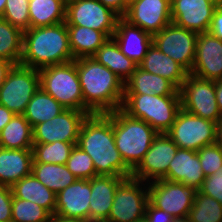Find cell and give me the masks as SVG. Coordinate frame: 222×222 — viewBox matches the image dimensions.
<instances>
[{
    "instance_id": "6da1fadb",
    "label": "cell",
    "mask_w": 222,
    "mask_h": 222,
    "mask_svg": "<svg viewBox=\"0 0 222 222\" xmlns=\"http://www.w3.org/2000/svg\"><path fill=\"white\" fill-rule=\"evenodd\" d=\"M77 146L93 160L96 175L125 178L132 175L116 147L113 112L88 115L81 125Z\"/></svg>"
},
{
    "instance_id": "7a4b0ae2",
    "label": "cell",
    "mask_w": 222,
    "mask_h": 222,
    "mask_svg": "<svg viewBox=\"0 0 222 222\" xmlns=\"http://www.w3.org/2000/svg\"><path fill=\"white\" fill-rule=\"evenodd\" d=\"M76 69L82 89L84 112L107 114L121 109L124 83L110 69L92 57L76 59Z\"/></svg>"
},
{
    "instance_id": "3957f363",
    "label": "cell",
    "mask_w": 222,
    "mask_h": 222,
    "mask_svg": "<svg viewBox=\"0 0 222 222\" xmlns=\"http://www.w3.org/2000/svg\"><path fill=\"white\" fill-rule=\"evenodd\" d=\"M66 22L23 31L20 65L41 69L73 61Z\"/></svg>"
},
{
    "instance_id": "277c9868",
    "label": "cell",
    "mask_w": 222,
    "mask_h": 222,
    "mask_svg": "<svg viewBox=\"0 0 222 222\" xmlns=\"http://www.w3.org/2000/svg\"><path fill=\"white\" fill-rule=\"evenodd\" d=\"M113 132L117 150L132 171L143 160L158 134L145 121L132 118L121 109L113 111Z\"/></svg>"
},
{
    "instance_id": "5b68a950",
    "label": "cell",
    "mask_w": 222,
    "mask_h": 222,
    "mask_svg": "<svg viewBox=\"0 0 222 222\" xmlns=\"http://www.w3.org/2000/svg\"><path fill=\"white\" fill-rule=\"evenodd\" d=\"M181 96L124 94L121 110L149 124L158 133H167L181 109Z\"/></svg>"
},
{
    "instance_id": "8992f818",
    "label": "cell",
    "mask_w": 222,
    "mask_h": 222,
    "mask_svg": "<svg viewBox=\"0 0 222 222\" xmlns=\"http://www.w3.org/2000/svg\"><path fill=\"white\" fill-rule=\"evenodd\" d=\"M40 88L50 94L65 109L84 111L82 89L76 59L39 69Z\"/></svg>"
},
{
    "instance_id": "52a82bcc",
    "label": "cell",
    "mask_w": 222,
    "mask_h": 222,
    "mask_svg": "<svg viewBox=\"0 0 222 222\" xmlns=\"http://www.w3.org/2000/svg\"><path fill=\"white\" fill-rule=\"evenodd\" d=\"M148 203V183L132 176L124 178L117 186L108 220L139 221L144 218Z\"/></svg>"
},
{
    "instance_id": "ba28073f",
    "label": "cell",
    "mask_w": 222,
    "mask_h": 222,
    "mask_svg": "<svg viewBox=\"0 0 222 222\" xmlns=\"http://www.w3.org/2000/svg\"><path fill=\"white\" fill-rule=\"evenodd\" d=\"M39 89L38 69L20 64L14 65L0 88V105L14 114H23L29 101Z\"/></svg>"
},
{
    "instance_id": "9c48e42d",
    "label": "cell",
    "mask_w": 222,
    "mask_h": 222,
    "mask_svg": "<svg viewBox=\"0 0 222 222\" xmlns=\"http://www.w3.org/2000/svg\"><path fill=\"white\" fill-rule=\"evenodd\" d=\"M217 123L191 114L181 108L167 134L179 147L198 151L216 142Z\"/></svg>"
},
{
    "instance_id": "30bf717a",
    "label": "cell",
    "mask_w": 222,
    "mask_h": 222,
    "mask_svg": "<svg viewBox=\"0 0 222 222\" xmlns=\"http://www.w3.org/2000/svg\"><path fill=\"white\" fill-rule=\"evenodd\" d=\"M179 91L181 107L185 111L216 123L222 118L214 80L202 79L188 73Z\"/></svg>"
},
{
    "instance_id": "8fae6325",
    "label": "cell",
    "mask_w": 222,
    "mask_h": 222,
    "mask_svg": "<svg viewBox=\"0 0 222 222\" xmlns=\"http://www.w3.org/2000/svg\"><path fill=\"white\" fill-rule=\"evenodd\" d=\"M120 16L98 0H67L66 24L88 27L112 38Z\"/></svg>"
},
{
    "instance_id": "7c38bea8",
    "label": "cell",
    "mask_w": 222,
    "mask_h": 222,
    "mask_svg": "<svg viewBox=\"0 0 222 222\" xmlns=\"http://www.w3.org/2000/svg\"><path fill=\"white\" fill-rule=\"evenodd\" d=\"M149 201L174 218L185 219L193 206L197 191L180 182L165 179L148 183Z\"/></svg>"
},
{
    "instance_id": "4fadbf2b",
    "label": "cell",
    "mask_w": 222,
    "mask_h": 222,
    "mask_svg": "<svg viewBox=\"0 0 222 222\" xmlns=\"http://www.w3.org/2000/svg\"><path fill=\"white\" fill-rule=\"evenodd\" d=\"M197 36L198 33L171 22L153 35V44L190 73L195 60Z\"/></svg>"
},
{
    "instance_id": "5bb4252c",
    "label": "cell",
    "mask_w": 222,
    "mask_h": 222,
    "mask_svg": "<svg viewBox=\"0 0 222 222\" xmlns=\"http://www.w3.org/2000/svg\"><path fill=\"white\" fill-rule=\"evenodd\" d=\"M89 114L84 111L66 109L58 116L32 128L33 143H53L56 141L77 145L83 121Z\"/></svg>"
},
{
    "instance_id": "9a60e30c",
    "label": "cell",
    "mask_w": 222,
    "mask_h": 222,
    "mask_svg": "<svg viewBox=\"0 0 222 222\" xmlns=\"http://www.w3.org/2000/svg\"><path fill=\"white\" fill-rule=\"evenodd\" d=\"M178 148L167 133H158L131 176L147 183L163 179Z\"/></svg>"
},
{
    "instance_id": "2e32d148",
    "label": "cell",
    "mask_w": 222,
    "mask_h": 222,
    "mask_svg": "<svg viewBox=\"0 0 222 222\" xmlns=\"http://www.w3.org/2000/svg\"><path fill=\"white\" fill-rule=\"evenodd\" d=\"M152 36L171 23V0H135L123 16Z\"/></svg>"
},
{
    "instance_id": "e0dca14e",
    "label": "cell",
    "mask_w": 222,
    "mask_h": 222,
    "mask_svg": "<svg viewBox=\"0 0 222 222\" xmlns=\"http://www.w3.org/2000/svg\"><path fill=\"white\" fill-rule=\"evenodd\" d=\"M217 7L210 0H171V21L198 34L204 33Z\"/></svg>"
},
{
    "instance_id": "ac0fdd59",
    "label": "cell",
    "mask_w": 222,
    "mask_h": 222,
    "mask_svg": "<svg viewBox=\"0 0 222 222\" xmlns=\"http://www.w3.org/2000/svg\"><path fill=\"white\" fill-rule=\"evenodd\" d=\"M192 75L202 79H222V41L208 32L199 33L196 40Z\"/></svg>"
},
{
    "instance_id": "d6986e66",
    "label": "cell",
    "mask_w": 222,
    "mask_h": 222,
    "mask_svg": "<svg viewBox=\"0 0 222 222\" xmlns=\"http://www.w3.org/2000/svg\"><path fill=\"white\" fill-rule=\"evenodd\" d=\"M91 179H79L56 194L55 214L65 218L89 219Z\"/></svg>"
},
{
    "instance_id": "ffe728a7",
    "label": "cell",
    "mask_w": 222,
    "mask_h": 222,
    "mask_svg": "<svg viewBox=\"0 0 222 222\" xmlns=\"http://www.w3.org/2000/svg\"><path fill=\"white\" fill-rule=\"evenodd\" d=\"M112 38L116 41L121 52L138 65L143 61L153 43V36L150 33L130 24L123 17L118 19Z\"/></svg>"
},
{
    "instance_id": "44dd1931",
    "label": "cell",
    "mask_w": 222,
    "mask_h": 222,
    "mask_svg": "<svg viewBox=\"0 0 222 222\" xmlns=\"http://www.w3.org/2000/svg\"><path fill=\"white\" fill-rule=\"evenodd\" d=\"M163 179L180 182L199 191L205 174L201 168L197 151L178 148L177 153L169 163L168 173Z\"/></svg>"
},
{
    "instance_id": "7402d4cb",
    "label": "cell",
    "mask_w": 222,
    "mask_h": 222,
    "mask_svg": "<svg viewBox=\"0 0 222 222\" xmlns=\"http://www.w3.org/2000/svg\"><path fill=\"white\" fill-rule=\"evenodd\" d=\"M32 163V149L0 147V186L12 187L23 177L31 175Z\"/></svg>"
},
{
    "instance_id": "603a6c76",
    "label": "cell",
    "mask_w": 222,
    "mask_h": 222,
    "mask_svg": "<svg viewBox=\"0 0 222 222\" xmlns=\"http://www.w3.org/2000/svg\"><path fill=\"white\" fill-rule=\"evenodd\" d=\"M124 178L104 175L91 178L90 219H108L117 186Z\"/></svg>"
},
{
    "instance_id": "cb8c5ba5",
    "label": "cell",
    "mask_w": 222,
    "mask_h": 222,
    "mask_svg": "<svg viewBox=\"0 0 222 222\" xmlns=\"http://www.w3.org/2000/svg\"><path fill=\"white\" fill-rule=\"evenodd\" d=\"M138 66L146 72L164 77L178 90L188 74L179 63L161 52L153 43Z\"/></svg>"
},
{
    "instance_id": "d4e9b609",
    "label": "cell",
    "mask_w": 222,
    "mask_h": 222,
    "mask_svg": "<svg viewBox=\"0 0 222 222\" xmlns=\"http://www.w3.org/2000/svg\"><path fill=\"white\" fill-rule=\"evenodd\" d=\"M124 94L181 96L180 91L169 80L146 72L139 66L124 83Z\"/></svg>"
},
{
    "instance_id": "484cf974",
    "label": "cell",
    "mask_w": 222,
    "mask_h": 222,
    "mask_svg": "<svg viewBox=\"0 0 222 222\" xmlns=\"http://www.w3.org/2000/svg\"><path fill=\"white\" fill-rule=\"evenodd\" d=\"M97 62L110 69L125 83L138 67V64L125 56L116 41L108 38L107 41L92 56Z\"/></svg>"
},
{
    "instance_id": "4316f807",
    "label": "cell",
    "mask_w": 222,
    "mask_h": 222,
    "mask_svg": "<svg viewBox=\"0 0 222 222\" xmlns=\"http://www.w3.org/2000/svg\"><path fill=\"white\" fill-rule=\"evenodd\" d=\"M13 198L32 201L45 208L51 215L55 214L56 194L43 185L32 174L23 177L12 187Z\"/></svg>"
},
{
    "instance_id": "83f0119b",
    "label": "cell",
    "mask_w": 222,
    "mask_h": 222,
    "mask_svg": "<svg viewBox=\"0 0 222 222\" xmlns=\"http://www.w3.org/2000/svg\"><path fill=\"white\" fill-rule=\"evenodd\" d=\"M69 46L73 59L92 57L107 41L108 37L101 31L77 25H67Z\"/></svg>"
},
{
    "instance_id": "f1b7e54d",
    "label": "cell",
    "mask_w": 222,
    "mask_h": 222,
    "mask_svg": "<svg viewBox=\"0 0 222 222\" xmlns=\"http://www.w3.org/2000/svg\"><path fill=\"white\" fill-rule=\"evenodd\" d=\"M67 0H29L30 28L65 22Z\"/></svg>"
},
{
    "instance_id": "f546056e",
    "label": "cell",
    "mask_w": 222,
    "mask_h": 222,
    "mask_svg": "<svg viewBox=\"0 0 222 222\" xmlns=\"http://www.w3.org/2000/svg\"><path fill=\"white\" fill-rule=\"evenodd\" d=\"M0 147L33 149L32 127L23 114H15L0 132Z\"/></svg>"
},
{
    "instance_id": "4dcf8cb0",
    "label": "cell",
    "mask_w": 222,
    "mask_h": 222,
    "mask_svg": "<svg viewBox=\"0 0 222 222\" xmlns=\"http://www.w3.org/2000/svg\"><path fill=\"white\" fill-rule=\"evenodd\" d=\"M31 174L55 194L77 180L66 164L33 162Z\"/></svg>"
},
{
    "instance_id": "1f68e13d",
    "label": "cell",
    "mask_w": 222,
    "mask_h": 222,
    "mask_svg": "<svg viewBox=\"0 0 222 222\" xmlns=\"http://www.w3.org/2000/svg\"><path fill=\"white\" fill-rule=\"evenodd\" d=\"M64 110L66 109L58 101L40 88L29 101L23 116L33 128L58 116Z\"/></svg>"
},
{
    "instance_id": "d6a6232c",
    "label": "cell",
    "mask_w": 222,
    "mask_h": 222,
    "mask_svg": "<svg viewBox=\"0 0 222 222\" xmlns=\"http://www.w3.org/2000/svg\"><path fill=\"white\" fill-rule=\"evenodd\" d=\"M23 54V31L0 17V59L19 65Z\"/></svg>"
},
{
    "instance_id": "836d02e7",
    "label": "cell",
    "mask_w": 222,
    "mask_h": 222,
    "mask_svg": "<svg viewBox=\"0 0 222 222\" xmlns=\"http://www.w3.org/2000/svg\"><path fill=\"white\" fill-rule=\"evenodd\" d=\"M187 218L191 222H222V204L197 191Z\"/></svg>"
},
{
    "instance_id": "e575fe53",
    "label": "cell",
    "mask_w": 222,
    "mask_h": 222,
    "mask_svg": "<svg viewBox=\"0 0 222 222\" xmlns=\"http://www.w3.org/2000/svg\"><path fill=\"white\" fill-rule=\"evenodd\" d=\"M75 145L56 141L53 143H33V162L66 164Z\"/></svg>"
},
{
    "instance_id": "d590c367",
    "label": "cell",
    "mask_w": 222,
    "mask_h": 222,
    "mask_svg": "<svg viewBox=\"0 0 222 222\" xmlns=\"http://www.w3.org/2000/svg\"><path fill=\"white\" fill-rule=\"evenodd\" d=\"M51 214L32 201L13 198L11 222H48Z\"/></svg>"
},
{
    "instance_id": "8d00e7d4",
    "label": "cell",
    "mask_w": 222,
    "mask_h": 222,
    "mask_svg": "<svg viewBox=\"0 0 222 222\" xmlns=\"http://www.w3.org/2000/svg\"><path fill=\"white\" fill-rule=\"evenodd\" d=\"M66 166L68 170L79 179L89 180L97 176L93 160L77 145L71 150Z\"/></svg>"
},
{
    "instance_id": "74e56055",
    "label": "cell",
    "mask_w": 222,
    "mask_h": 222,
    "mask_svg": "<svg viewBox=\"0 0 222 222\" xmlns=\"http://www.w3.org/2000/svg\"><path fill=\"white\" fill-rule=\"evenodd\" d=\"M3 19L22 31L30 28L29 0H7Z\"/></svg>"
},
{
    "instance_id": "f35d334b",
    "label": "cell",
    "mask_w": 222,
    "mask_h": 222,
    "mask_svg": "<svg viewBox=\"0 0 222 222\" xmlns=\"http://www.w3.org/2000/svg\"><path fill=\"white\" fill-rule=\"evenodd\" d=\"M197 153L205 177L214 174L222 167V149L216 142L202 147Z\"/></svg>"
},
{
    "instance_id": "ab89813d",
    "label": "cell",
    "mask_w": 222,
    "mask_h": 222,
    "mask_svg": "<svg viewBox=\"0 0 222 222\" xmlns=\"http://www.w3.org/2000/svg\"><path fill=\"white\" fill-rule=\"evenodd\" d=\"M202 194L210 196L222 204V167L214 174L205 177L201 189Z\"/></svg>"
},
{
    "instance_id": "60d3db41",
    "label": "cell",
    "mask_w": 222,
    "mask_h": 222,
    "mask_svg": "<svg viewBox=\"0 0 222 222\" xmlns=\"http://www.w3.org/2000/svg\"><path fill=\"white\" fill-rule=\"evenodd\" d=\"M13 193L11 187L0 186V222H11Z\"/></svg>"
},
{
    "instance_id": "b9f144b4",
    "label": "cell",
    "mask_w": 222,
    "mask_h": 222,
    "mask_svg": "<svg viewBox=\"0 0 222 222\" xmlns=\"http://www.w3.org/2000/svg\"><path fill=\"white\" fill-rule=\"evenodd\" d=\"M144 219L147 222H171L174 219L169 213L155 207L150 201L146 207Z\"/></svg>"
},
{
    "instance_id": "7bdbcfd3",
    "label": "cell",
    "mask_w": 222,
    "mask_h": 222,
    "mask_svg": "<svg viewBox=\"0 0 222 222\" xmlns=\"http://www.w3.org/2000/svg\"><path fill=\"white\" fill-rule=\"evenodd\" d=\"M207 32L222 41V5L215 9Z\"/></svg>"
},
{
    "instance_id": "ee69618b",
    "label": "cell",
    "mask_w": 222,
    "mask_h": 222,
    "mask_svg": "<svg viewBox=\"0 0 222 222\" xmlns=\"http://www.w3.org/2000/svg\"><path fill=\"white\" fill-rule=\"evenodd\" d=\"M104 6L110 8L120 17H123L128 9V3L125 0H98Z\"/></svg>"
},
{
    "instance_id": "f6af8a7d",
    "label": "cell",
    "mask_w": 222,
    "mask_h": 222,
    "mask_svg": "<svg viewBox=\"0 0 222 222\" xmlns=\"http://www.w3.org/2000/svg\"><path fill=\"white\" fill-rule=\"evenodd\" d=\"M15 114L3 105H0V132L11 121Z\"/></svg>"
},
{
    "instance_id": "bcb514c9",
    "label": "cell",
    "mask_w": 222,
    "mask_h": 222,
    "mask_svg": "<svg viewBox=\"0 0 222 222\" xmlns=\"http://www.w3.org/2000/svg\"><path fill=\"white\" fill-rule=\"evenodd\" d=\"M13 66L14 64L12 62L0 59V88L4 84L7 74Z\"/></svg>"
},
{
    "instance_id": "7dc6e473",
    "label": "cell",
    "mask_w": 222,
    "mask_h": 222,
    "mask_svg": "<svg viewBox=\"0 0 222 222\" xmlns=\"http://www.w3.org/2000/svg\"><path fill=\"white\" fill-rule=\"evenodd\" d=\"M215 95L217 98V104L222 114V79L214 80Z\"/></svg>"
},
{
    "instance_id": "c3c4849f",
    "label": "cell",
    "mask_w": 222,
    "mask_h": 222,
    "mask_svg": "<svg viewBox=\"0 0 222 222\" xmlns=\"http://www.w3.org/2000/svg\"><path fill=\"white\" fill-rule=\"evenodd\" d=\"M52 222H86L85 219L81 218H65L59 215H52L51 216Z\"/></svg>"
},
{
    "instance_id": "681fc988",
    "label": "cell",
    "mask_w": 222,
    "mask_h": 222,
    "mask_svg": "<svg viewBox=\"0 0 222 222\" xmlns=\"http://www.w3.org/2000/svg\"><path fill=\"white\" fill-rule=\"evenodd\" d=\"M216 144L222 149V118L217 122L216 126Z\"/></svg>"
},
{
    "instance_id": "f907efd6",
    "label": "cell",
    "mask_w": 222,
    "mask_h": 222,
    "mask_svg": "<svg viewBox=\"0 0 222 222\" xmlns=\"http://www.w3.org/2000/svg\"><path fill=\"white\" fill-rule=\"evenodd\" d=\"M6 2H7V0H0V17H2V15L4 13Z\"/></svg>"
},
{
    "instance_id": "816d5d0a",
    "label": "cell",
    "mask_w": 222,
    "mask_h": 222,
    "mask_svg": "<svg viewBox=\"0 0 222 222\" xmlns=\"http://www.w3.org/2000/svg\"><path fill=\"white\" fill-rule=\"evenodd\" d=\"M86 222H111L110 220H108V219H88V220H86Z\"/></svg>"
},
{
    "instance_id": "f5cc1de1",
    "label": "cell",
    "mask_w": 222,
    "mask_h": 222,
    "mask_svg": "<svg viewBox=\"0 0 222 222\" xmlns=\"http://www.w3.org/2000/svg\"><path fill=\"white\" fill-rule=\"evenodd\" d=\"M211 2L215 3L218 6L222 5V0H210Z\"/></svg>"
},
{
    "instance_id": "db71d44e",
    "label": "cell",
    "mask_w": 222,
    "mask_h": 222,
    "mask_svg": "<svg viewBox=\"0 0 222 222\" xmlns=\"http://www.w3.org/2000/svg\"><path fill=\"white\" fill-rule=\"evenodd\" d=\"M171 222H181V219H179V218H174V219H172Z\"/></svg>"
},
{
    "instance_id": "11a10c76",
    "label": "cell",
    "mask_w": 222,
    "mask_h": 222,
    "mask_svg": "<svg viewBox=\"0 0 222 222\" xmlns=\"http://www.w3.org/2000/svg\"><path fill=\"white\" fill-rule=\"evenodd\" d=\"M181 222H191L188 218L181 219Z\"/></svg>"
},
{
    "instance_id": "9f6ffc18",
    "label": "cell",
    "mask_w": 222,
    "mask_h": 222,
    "mask_svg": "<svg viewBox=\"0 0 222 222\" xmlns=\"http://www.w3.org/2000/svg\"><path fill=\"white\" fill-rule=\"evenodd\" d=\"M128 4H130L131 2L135 1V0H125Z\"/></svg>"
},
{
    "instance_id": "6f0895ef",
    "label": "cell",
    "mask_w": 222,
    "mask_h": 222,
    "mask_svg": "<svg viewBox=\"0 0 222 222\" xmlns=\"http://www.w3.org/2000/svg\"><path fill=\"white\" fill-rule=\"evenodd\" d=\"M136 222H147L144 218Z\"/></svg>"
}]
</instances>
